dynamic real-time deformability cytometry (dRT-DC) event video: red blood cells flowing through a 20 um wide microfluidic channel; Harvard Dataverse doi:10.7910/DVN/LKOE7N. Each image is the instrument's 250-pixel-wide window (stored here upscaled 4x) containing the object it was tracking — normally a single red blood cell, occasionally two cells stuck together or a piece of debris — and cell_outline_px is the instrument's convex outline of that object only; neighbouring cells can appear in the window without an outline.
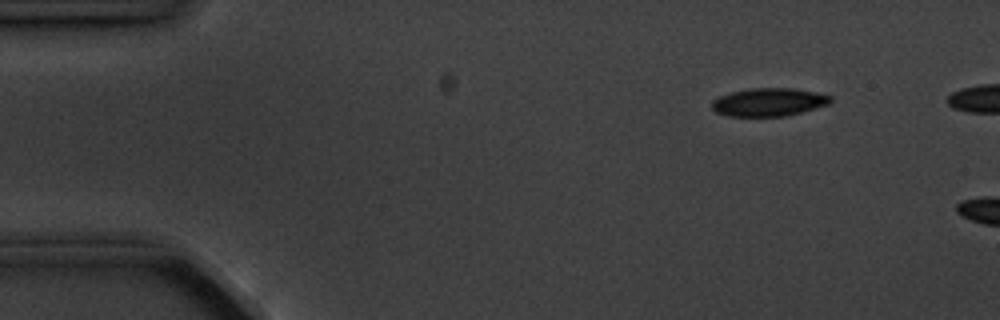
{"species": "common noctule bat (a hibernating species)", "species_latin": "Nyctalus noctula", "temperature_condition": "cold", "stored_images_in_passage": 4, "camera_frame_rate_fps": 3000, "um_per_image_px": 0.085, "animal": {"sex": "male", "body_mass_g": 20.1, "forearm_length_mm": 53.5}, "frame": {"image": 1, "passage_image": 2, "time_ms": 1.333, "image_size_px": [1000, 320], "cell_outline_px": [[832, 100], [828, 104], [788, 116], [728, 116], [716, 112], [712, 108], [712, 100], [720, 96], [732, 92], [752, 88], [792, 88], [816, 92], [832, 96]], "centroid_in_image_um": [65.35, 8.68], "position_along_channel_um": 19.6, "area_um2": 19.36}}